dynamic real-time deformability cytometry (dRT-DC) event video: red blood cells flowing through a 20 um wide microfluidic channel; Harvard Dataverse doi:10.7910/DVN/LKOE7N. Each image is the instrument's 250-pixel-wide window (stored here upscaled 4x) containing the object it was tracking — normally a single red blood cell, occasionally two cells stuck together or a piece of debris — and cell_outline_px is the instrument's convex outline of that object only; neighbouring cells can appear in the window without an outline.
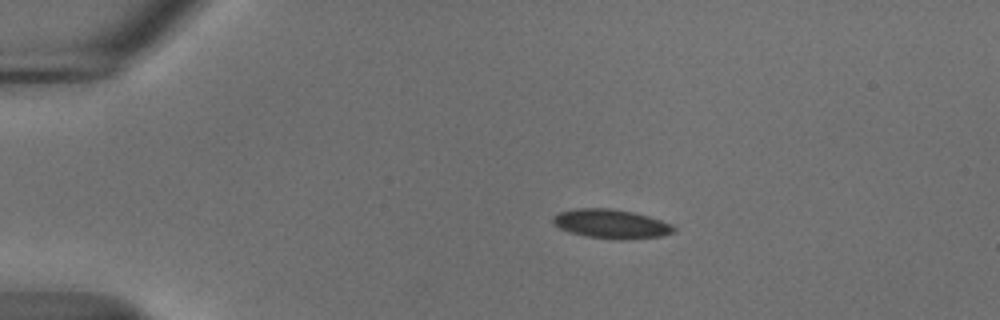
{"species": "common noctule bat (a hibernating species)", "species_latin": "Nyctalus noctula", "temperature_condition": "cold", "stored_images_in_passage": 45, "camera_frame_rate_fps": 3000, "um_per_image_px": 0.085, "animal": {"sex": "male", "body_mass_g": 18.8}, "frame": {"image": 1, "passage_image": 1, "time_ms": 0.0, "image_size_px": [1000, 320], "cell_outline_px": [[676, 232], [660, 236], [624, 240], [616, 240], [584, 236], [560, 228], [552, 224], [552, 216], [560, 212], [576, 208], [608, 208], [636, 212], [672, 224], [676, 228]], "centroid_in_image_um": [51.96, 19.03], "position_along_channel_um": 33.0, "area_um2": 20.69}}
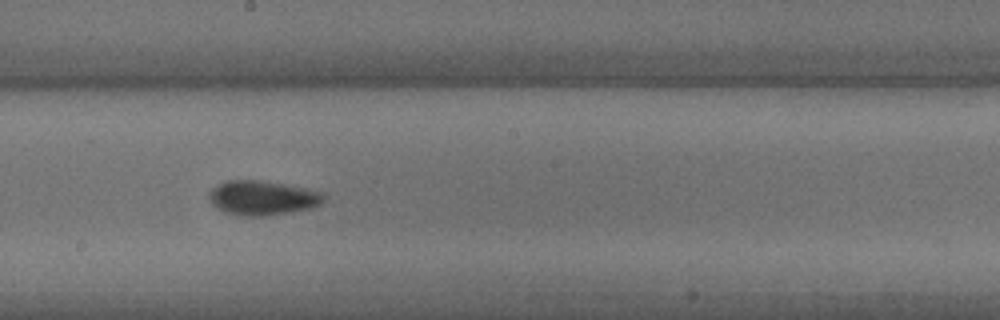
{"frame": {"image": 2, "passage_image": 21, "time_ms": 6.667, "image_size_px": [1000, 320], "cell_outline_px": [[324, 200], [320, 204], [308, 208], [288, 212], [264, 216], [240, 216], [224, 212], [216, 208], [208, 200], [208, 196], [212, 188], [216, 184], [228, 180], [256, 180], [284, 184], [308, 188], [320, 192], [324, 196]], "centroid_in_image_um": [22.24, 16.81], "position_along_channel_um": 226.0, "area_um2": 23.0}}
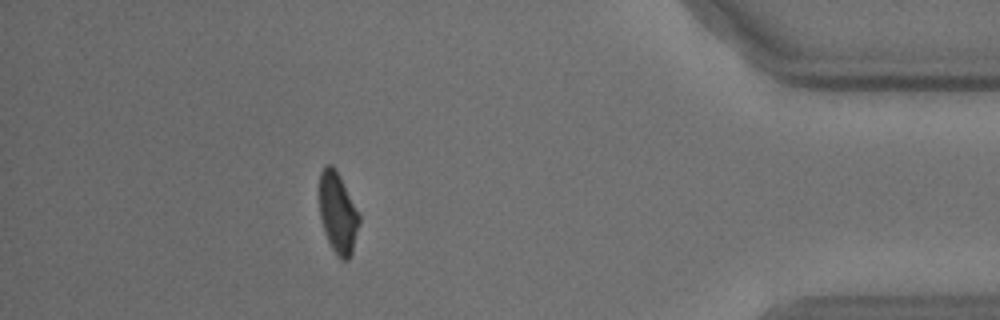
{"frame": {"image": 3, "passage_image": 39, "time_ms": 12.667, "image_size_px": [1000, 320], "cell_outline_px": [[360, 220], [352, 252], [348, 260], [344, 260], [332, 248], [324, 232], [320, 216], [320, 172], [328, 164], [332, 164], [336, 168], [360, 216]], "centroid_in_image_um": [28.71, 18.07], "position_along_channel_um": 406.5, "area_um2": 18.38}, "authors_computed_cell_mechanics": {"area_um2": 20.6346, "velocity_mm_per_s": 3.6944, "shape_relaxation_time_tau1_ms": 3.725, "shape_relaxation_time_tau2_ms": 4.9041, "deformation_change_tau1": 0.1037, "deformation_change_tau2": 0.055}}